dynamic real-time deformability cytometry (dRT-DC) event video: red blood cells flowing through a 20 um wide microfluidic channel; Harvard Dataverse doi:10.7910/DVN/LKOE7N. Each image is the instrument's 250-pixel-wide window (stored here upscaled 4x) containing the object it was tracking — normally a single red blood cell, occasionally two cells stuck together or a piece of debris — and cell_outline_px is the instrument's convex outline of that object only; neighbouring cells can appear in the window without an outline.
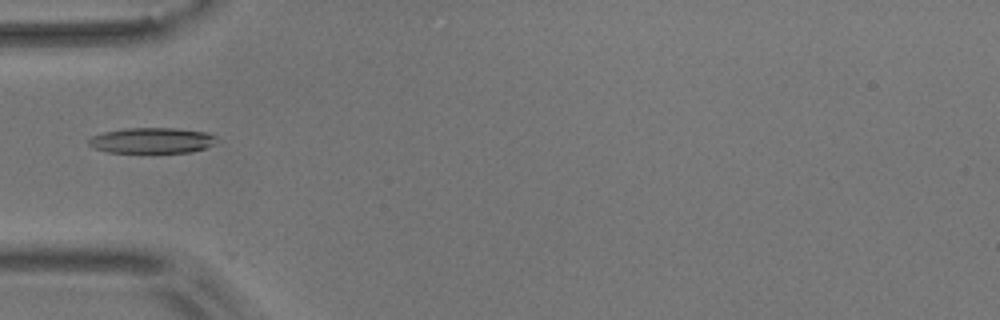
{"species": "common noctule bat (a hibernating species)", "species_latin": "Nyctalus noctula", "temperature_condition": "room temperature", "stored_images_in_passage": 5, "camera_frame_rate_fps": 3000, "um_per_image_px": 0.085, "animal": {"sex": "male", "body_mass_g": 17.9}, "frame": {"image": 1, "passage_image": 5, "time_ms": 4.667, "image_size_px": [1000, 320], "cell_outline_px": [[220, 140], [204, 148], [192, 152], [108, 152], [92, 148], [88, 144], [88, 140], [92, 136], [104, 132], [124, 128], [176, 128], [208, 132], [216, 136]], "centroid_in_image_um": [12.93, 11.93], "position_along_channel_um": 72.1, "area_um2": 19.19}}